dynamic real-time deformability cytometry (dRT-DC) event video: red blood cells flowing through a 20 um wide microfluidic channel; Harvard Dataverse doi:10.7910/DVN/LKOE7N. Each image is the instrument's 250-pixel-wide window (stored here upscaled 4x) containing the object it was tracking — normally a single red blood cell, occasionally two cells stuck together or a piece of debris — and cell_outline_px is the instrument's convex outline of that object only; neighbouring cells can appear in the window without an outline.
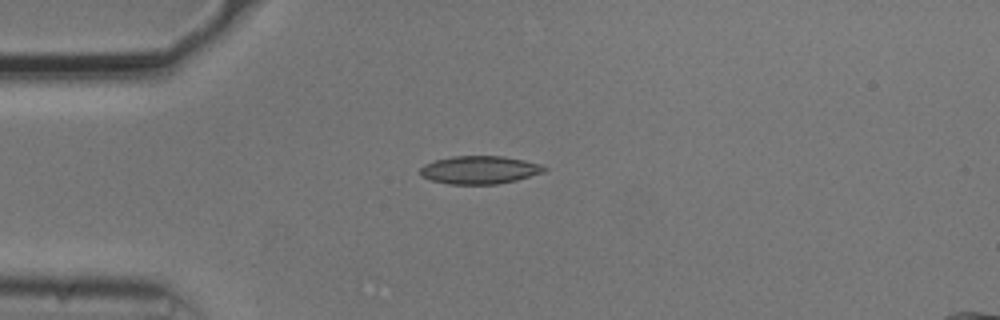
{"species": "common noctule bat (a hibernating species)", "species_latin": "Nyctalus noctula", "temperature_condition": "cold", "stored_images_in_passage": 41, "camera_frame_rate_fps": 3000, "um_per_image_px": 0.085, "animal": {"sex": "male", "body_mass_g": 20.5, "forearm_length_mm": 52.5}, "frame": {"image": 1, "passage_image": 1, "time_ms": 0.0, "image_size_px": [1000, 320], "cell_outline_px": [[548, 168], [544, 172], [516, 180], [496, 184], [448, 184], [432, 180], [420, 176], [420, 168], [424, 164], [436, 160], [452, 156], [504, 156], [524, 160], [540, 164]], "centroid_in_image_um": [40.76, 14.44], "position_along_channel_um": 44.2, "area_um2": 20.23}}
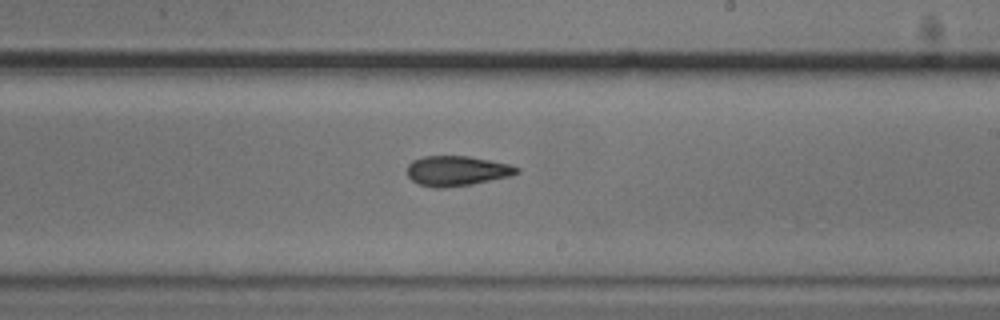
{"frame": {"image": 2, "passage_image": 19, "time_ms": 6.0, "image_size_px": [1000, 320], "cell_outline_px": [[520, 172], [508, 176], [472, 184], [444, 188], [436, 188], [420, 184], [412, 180], [408, 176], [408, 164], [412, 160], [424, 156], [468, 156], [512, 164], [520, 168]], "centroid_in_image_um": [38.84, 14.51], "position_along_channel_um": 250.2, "area_um2": 19.13}}
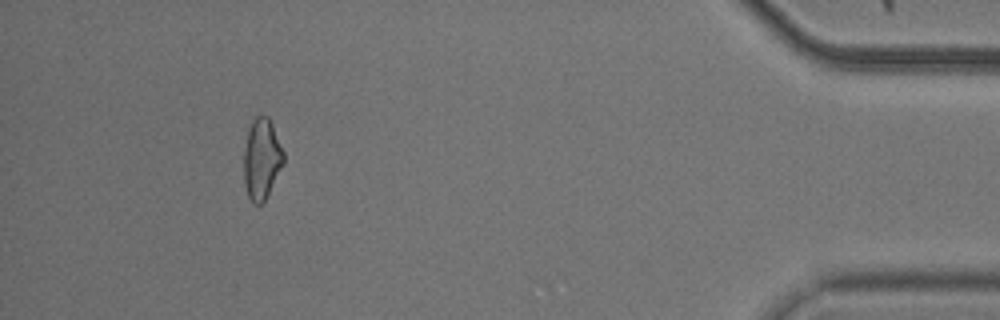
{"frame": {"image": 3, "passage_image": 37, "time_ms": 12.0, "image_size_px": [1000, 320], "cell_outline_px": [[284, 164], [264, 200], [260, 204], [252, 204], [248, 196], [244, 184], [244, 148], [248, 124], [256, 116], [268, 116], [272, 124], [284, 152]], "centroid_in_image_um": [22.23, 13.48], "position_along_channel_um": 413.0, "area_um2": 18.84}, "authors_computed_cell_mechanics": {"area_um2": 19.1318, "velocity_mm_per_s": 3.7375, "shape_relaxation_time_tau1_ms": 5.2232, "shape_relaxation_time_tau2_ms": 5.2409, "deformation_change_tau1": 0.1091, "deformation_change_tau2": 0.125}}